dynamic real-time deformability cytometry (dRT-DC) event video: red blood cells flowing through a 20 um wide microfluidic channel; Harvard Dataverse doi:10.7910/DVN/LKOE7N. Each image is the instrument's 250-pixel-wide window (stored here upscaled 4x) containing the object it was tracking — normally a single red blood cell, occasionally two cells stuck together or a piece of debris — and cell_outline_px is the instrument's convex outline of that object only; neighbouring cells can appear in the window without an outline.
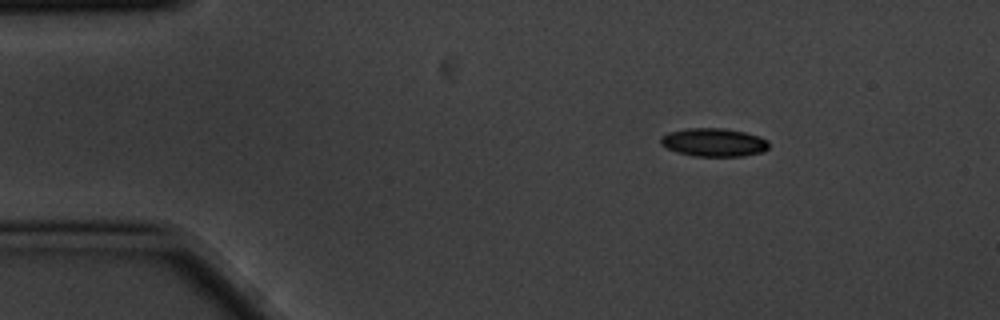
{"species": "common noctule bat (a hibernating species)", "species_latin": "Nyctalus noctula", "temperature_condition": "cold", "stored_images_in_passage": 4, "segment_of_instrument_passage": [1, 2], "camera_frame_rate_fps": 3000, "um_per_image_px": 0.085, "animal": {"sex": "male", "body_mass_g": 20.1, "forearm_length_mm": 53.5}, "frame": {"image": 1, "passage_image": 1, "time_ms": 0.0, "image_size_px": [1000, 320], "cell_outline_px": [[768, 148], [764, 152], [744, 156], [696, 156], [676, 152], [660, 144], [660, 136], [668, 132], [688, 128], [724, 128], [744, 132], [768, 140]], "centroid_in_image_um": [60.65, 12.1], "position_along_channel_um": 24.3, "area_um2": 17.86}}